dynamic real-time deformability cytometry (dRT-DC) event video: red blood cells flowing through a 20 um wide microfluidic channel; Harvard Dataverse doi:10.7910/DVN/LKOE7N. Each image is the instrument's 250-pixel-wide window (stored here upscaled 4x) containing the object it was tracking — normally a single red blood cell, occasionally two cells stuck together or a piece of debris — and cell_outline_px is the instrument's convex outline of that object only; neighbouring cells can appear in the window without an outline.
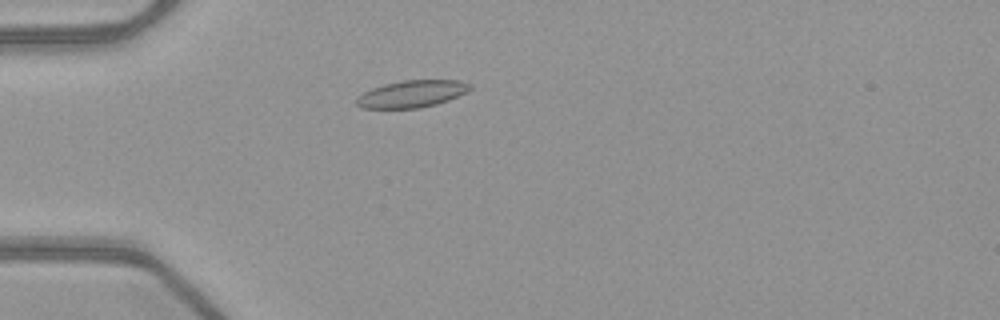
{"species": "common noctule bat (a hibernating species)", "species_latin": "Nyctalus noctula", "temperature_condition": "warm", "stored_images_in_passage": 48, "camera_frame_rate_fps": 3000, "um_per_image_px": 0.085, "animal": {"sex": "female", "body_mass_g": 21.9}, "frame": {"image": 1, "passage_image": 11, "time_ms": 3.333, "image_size_px": [1000, 320], "cell_outline_px": [[472, 88], [468, 92], [448, 100], [436, 104], [420, 108], [360, 108], [356, 104], [356, 96], [372, 88], [384, 84], [404, 80], [460, 80], [472, 84]], "centroid_in_image_um": [35.02, 7.98], "position_along_channel_um": 50.0, "area_um2": 18.03}}
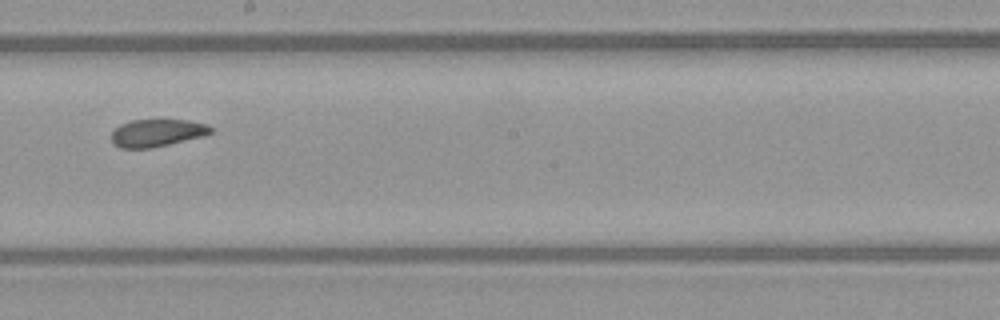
{"frame": {"image": 2, "passage_image": 26, "time_ms": 8.333, "image_size_px": [1000, 320], "cell_outline_px": [[212, 132], [204, 136], [152, 148], [120, 148], [112, 144], [112, 132], [120, 124], [132, 120], [188, 120], [208, 124], [212, 128]], "centroid_in_image_um": [13.35, 11.3], "position_along_channel_um": 234.9, "area_um2": 15.95}}
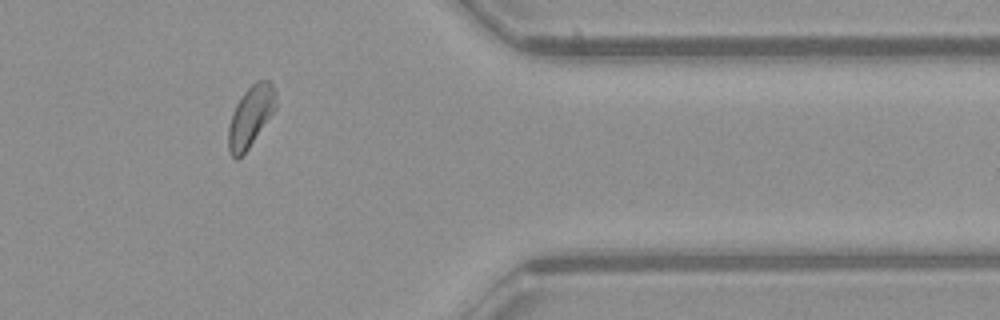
{"frame": {"image": 3, "passage_image": 39, "time_ms": 12.667, "image_size_px": [1000, 320], "cell_outline_px": [[276, 108], [248, 148], [236, 160], [228, 152], [228, 128], [232, 112], [236, 104], [244, 92], [256, 80], [268, 80], [272, 84], [276, 92]], "centroid_in_image_um": [21.29, 9.87], "position_along_channel_um": 390.1, "area_um2": 16.7}, "authors_computed_cell_mechanics": {"area_um2": 17.1955, "velocity_mm_per_s": 3.9955, "shape_relaxation_time_tau1_ms": 3.3172, "shape_relaxation_time_tau2_ms": 2.4081, "deformation_change_tau1": 0.1089, "deformation_change_tau2": 0.0817}}